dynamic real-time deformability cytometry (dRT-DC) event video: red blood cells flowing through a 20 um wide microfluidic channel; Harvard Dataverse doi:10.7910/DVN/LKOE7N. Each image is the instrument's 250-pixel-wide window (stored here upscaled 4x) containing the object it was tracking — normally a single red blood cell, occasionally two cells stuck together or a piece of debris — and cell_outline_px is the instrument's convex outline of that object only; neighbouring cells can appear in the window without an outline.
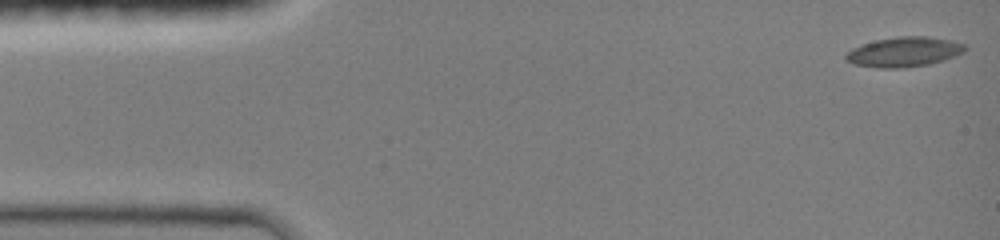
{"species": "common noctule bat (a hibernating species)", "species_latin": "Nyctalus noctula", "temperature_condition": "room temperature", "stored_images_in_passage": 3, "camera_frame_rate_fps": 3000, "um_per_image_px": 0.085, "animal": {"sex": "female", "body_mass_g": 19.0, "forearm_length_mm": 51.5}, "frame": {"image": 1, "passage_image": 1, "time_ms": 0.0, "image_size_px": [1000, 240], "cell_outline_px": [[968, 48], [964, 52], [928, 64], [900, 68], [880, 68], [856, 64], [848, 60], [844, 56], [852, 48], [860, 44], [876, 40], [896, 36], [928, 36], [952, 40], [964, 44]], "centroid_in_image_um": [76.84, 4.39], "position_along_channel_um": 8.2, "area_um2": 20.52}}